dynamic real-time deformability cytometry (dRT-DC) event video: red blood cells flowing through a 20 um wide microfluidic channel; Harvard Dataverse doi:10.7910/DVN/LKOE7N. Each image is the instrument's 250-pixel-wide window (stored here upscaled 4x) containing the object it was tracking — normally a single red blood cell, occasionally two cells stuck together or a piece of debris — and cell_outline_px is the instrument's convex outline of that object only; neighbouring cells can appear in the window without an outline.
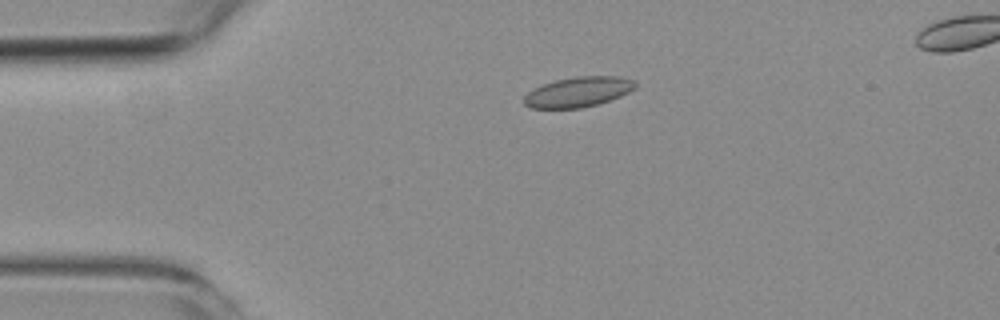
{"species": "common noctule bat (a hibernating species)", "species_latin": "Nyctalus noctula", "temperature_condition": "room temperature", "stored_images_in_passage": 6, "camera_frame_rate_fps": 3000, "um_per_image_px": 0.085, "animal": {"sex": "female", "body_mass_g": 19.3, "forearm_length_mm": 54.1}, "frame": {"image": 1, "passage_image": 4, "time_ms": 3.333, "image_size_px": [1000, 320], "cell_outline_px": [[636, 88], [620, 96], [596, 104], [580, 108], [528, 108], [524, 104], [524, 96], [528, 92], [544, 84], [556, 80], [576, 76], [620, 76], [636, 80]], "centroid_in_image_um": [49.16, 7.81], "position_along_channel_um": 35.8, "area_um2": 19.42}}